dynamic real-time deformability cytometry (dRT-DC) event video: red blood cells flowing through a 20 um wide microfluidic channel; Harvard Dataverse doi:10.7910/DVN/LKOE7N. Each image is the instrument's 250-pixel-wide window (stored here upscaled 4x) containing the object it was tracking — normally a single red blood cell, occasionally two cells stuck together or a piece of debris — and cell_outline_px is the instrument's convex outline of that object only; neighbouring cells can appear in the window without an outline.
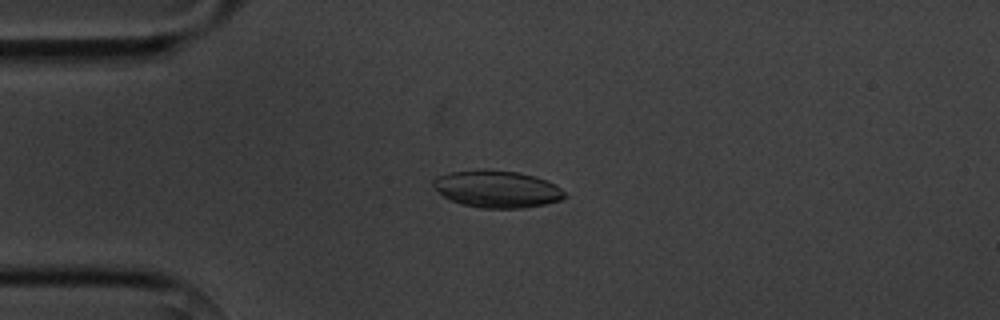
{"species": "common noctule bat (a hibernating species)", "species_latin": "Nyctalus noctula", "temperature_condition": "cold", "stored_images_in_passage": 9, "camera_frame_rate_fps": 3000, "um_per_image_px": 0.085, "animal": {"sex": "male", "body_mass_g": 20.1, "forearm_length_mm": 53.5}, "frame": {"image": 1, "passage_image": 2, "time_ms": 2.0, "image_size_px": [1000, 320], "cell_outline_px": [[568, 196], [560, 200], [544, 204], [524, 208], [480, 208], [460, 204], [444, 196], [432, 184], [432, 180], [436, 176], [452, 172], [516, 172], [536, 176], [556, 184]], "centroid_in_image_um": [42.29, 16.11], "position_along_channel_um": 42.7, "area_um2": 27.63}}
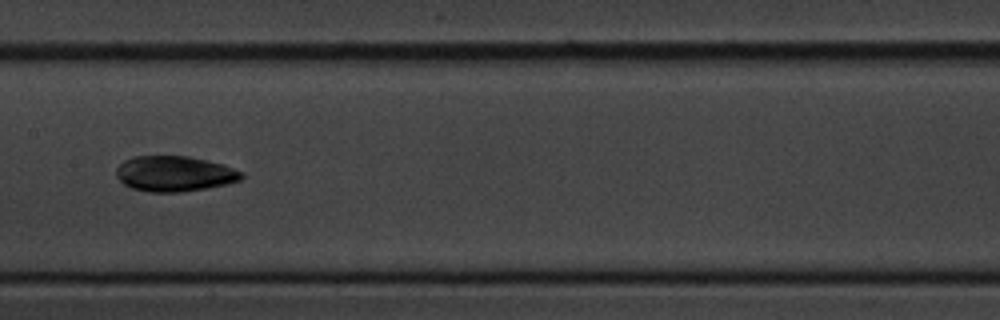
{"frame": {"image": 2, "passage_image": 6, "time_ms": 6.667, "image_size_px": [1000, 320], "cell_outline_px": [[244, 176], [240, 180], [228, 184], [180, 192], [148, 192], [132, 188], [124, 184], [116, 176], [116, 168], [124, 160], [132, 156], [188, 156], [224, 164], [244, 172]], "centroid_in_image_um": [14.84, 14.76], "position_along_channel_um": 192.6, "area_um2": 26.01}}
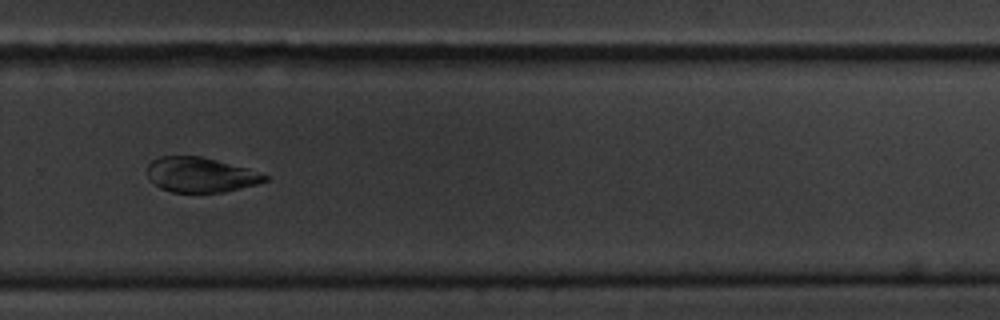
{"frame": {"image": 3, "passage_image": 9, "time_ms": 10.0, "image_size_px": [1000, 320], "cell_outline_px": [[268, 180], [256, 184], [224, 192], [172, 192], [160, 188], [148, 180], [148, 164], [152, 160], [160, 156], [200, 156], [248, 168], [268, 176]], "centroid_in_image_um": [17.01, 14.86], "position_along_channel_um": 312.8, "area_um2": 23.87}}